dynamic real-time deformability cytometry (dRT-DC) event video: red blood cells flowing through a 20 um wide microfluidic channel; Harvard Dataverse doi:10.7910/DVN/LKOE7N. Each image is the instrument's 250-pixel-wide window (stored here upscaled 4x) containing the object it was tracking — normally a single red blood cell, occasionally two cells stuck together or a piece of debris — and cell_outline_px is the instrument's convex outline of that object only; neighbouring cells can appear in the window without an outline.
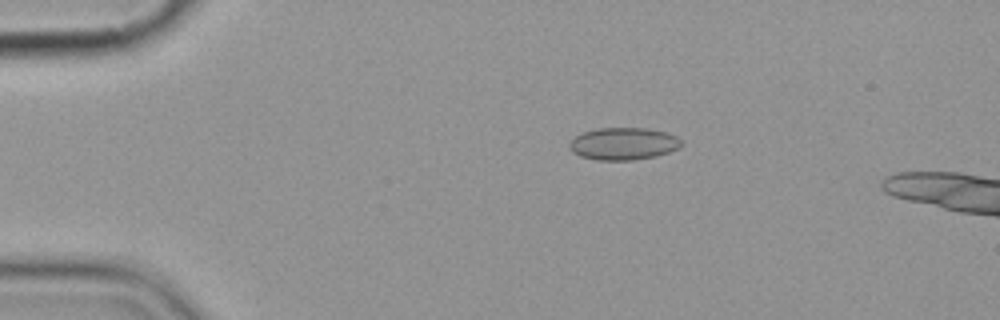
{"species": "common noctule bat (a hibernating species)", "species_latin": "Nyctalus noctula", "temperature_condition": "cold", "stored_images_in_passage": 7, "camera_frame_rate_fps": 3000, "um_per_image_px": 0.085, "animal": {"sex": "female", "body_mass_g": 19.9}, "frame": {"image": 1, "passage_image": 2, "time_ms": 1.0, "image_size_px": [1000, 320], "cell_outline_px": [[680, 148], [656, 156], [632, 160], [596, 160], [580, 156], [572, 152], [568, 148], [568, 144], [576, 136], [584, 132], [596, 128], [644, 128], [668, 132], [676, 136], [680, 140]], "centroid_in_image_um": [52.97, 12.22], "position_along_channel_um": 32.0, "area_um2": 21.1}}
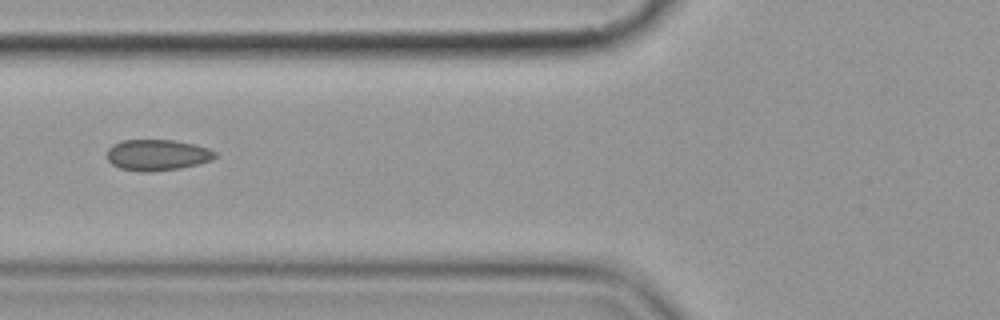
{"frame": {"image": 2, "passage_image": 5, "time_ms": 4.667, "image_size_px": [1000, 320], "cell_outline_px": [[216, 156], [212, 160], [180, 168], [152, 172], [140, 172], [120, 168], [112, 164], [108, 160], [108, 148], [112, 144], [124, 140], [172, 140], [192, 144], [208, 148], [216, 152]], "centroid_in_image_um": [13.35, 13.18], "position_along_channel_um": 112.5, "area_um2": 19.48}}
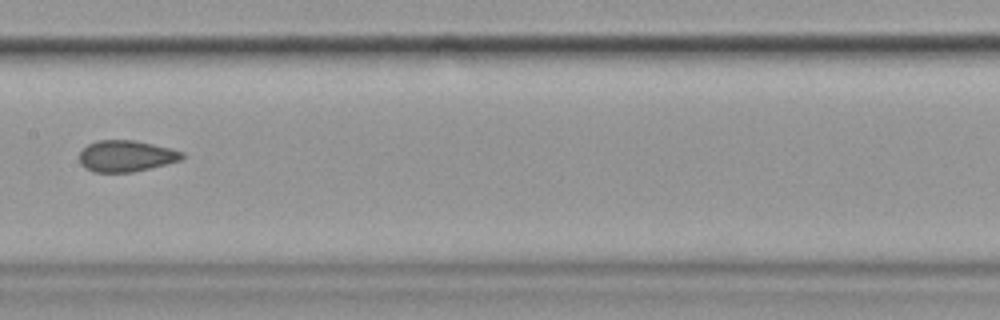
{"frame": {"image": 3, "passage_image": 7, "time_ms": 7.0, "image_size_px": [1000, 320], "cell_outline_px": [[184, 156], [180, 160], [132, 172], [92, 172], [84, 168], [80, 164], [80, 152], [88, 144], [96, 140], [132, 140], [172, 148], [184, 152]], "centroid_in_image_um": [10.69, 13.26], "position_along_channel_um": 196.7, "area_um2": 18.67}}